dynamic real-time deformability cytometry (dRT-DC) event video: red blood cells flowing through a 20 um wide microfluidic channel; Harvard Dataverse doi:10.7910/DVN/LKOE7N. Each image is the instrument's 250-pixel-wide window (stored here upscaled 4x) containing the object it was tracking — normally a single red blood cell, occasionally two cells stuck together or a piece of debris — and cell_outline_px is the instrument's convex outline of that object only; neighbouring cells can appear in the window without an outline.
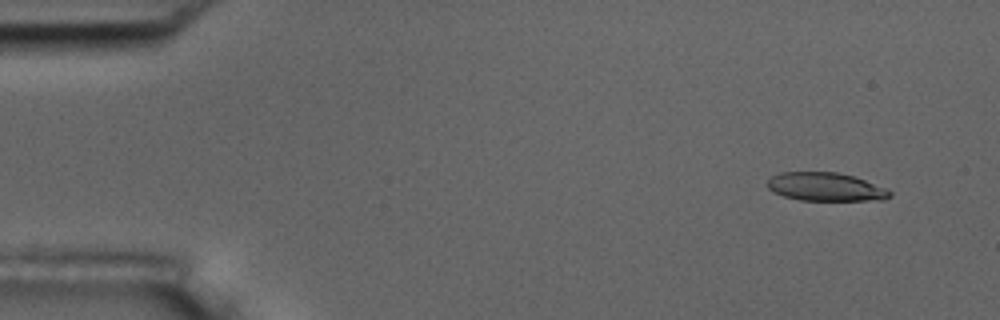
{"species": "common noctule bat (a hibernating species)", "species_latin": "Nyctalus noctula", "temperature_condition": "room temperature", "stored_images_in_passage": 5, "camera_frame_rate_fps": 3000, "um_per_image_px": 0.085, "animal": {"sex": "male", "body_mass_g": 17.5, "forearm_length_mm": 52.3}, "frame": {"image": 1, "passage_image": 1, "time_ms": 0.0, "image_size_px": [1000, 320], "cell_outline_px": [[892, 196], [884, 200], [800, 200], [784, 196], [772, 192], [768, 188], [768, 180], [772, 176], [780, 172], [836, 172], [852, 176], [864, 180], [884, 188], [892, 192]], "centroid_in_image_um": [70.16, 15.89], "position_along_channel_um": 14.8, "area_um2": 20.11}}
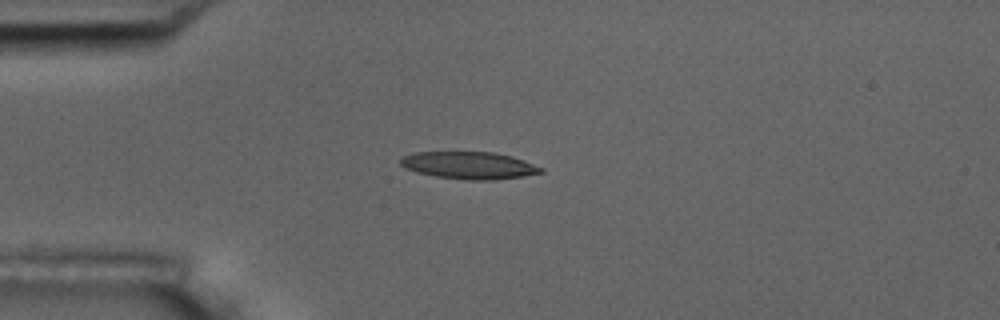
{"frame": {"image": 2, "passage_image": 4, "time_ms": 3.333, "image_size_px": [1000, 320], "cell_outline_px": [[544, 172], [524, 176], [496, 180], [468, 180], [436, 176], [416, 172], [404, 168], [400, 164], [400, 160], [404, 156], [416, 152], [496, 152], [512, 156], [524, 160], [544, 168]], "centroid_in_image_um": [39.91, 14.06], "position_along_channel_um": 45.1, "area_um2": 22.43}}
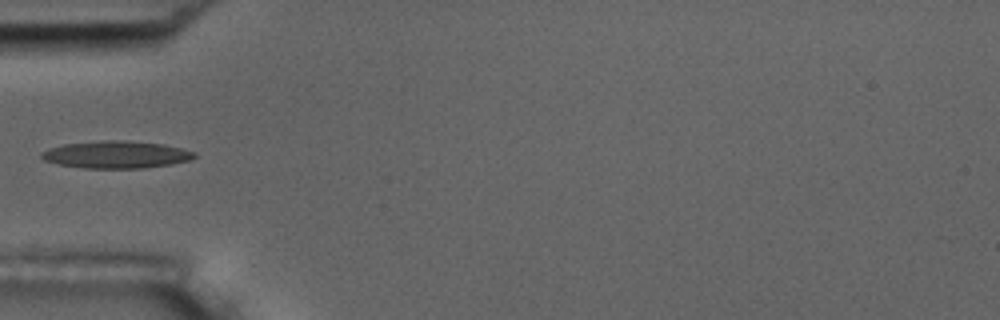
{"frame": {"image": 3, "passage_image": 5, "time_ms": 4.667, "image_size_px": [1000, 320], "cell_outline_px": [[196, 156], [188, 160], [168, 164], [144, 168], [84, 168], [60, 164], [44, 160], [40, 156], [40, 152], [48, 148], [64, 144], [100, 140], [124, 140], [164, 144], [196, 152]], "centroid_in_image_um": [9.84, 13.13], "position_along_channel_um": 75.2, "area_um2": 24.22}}